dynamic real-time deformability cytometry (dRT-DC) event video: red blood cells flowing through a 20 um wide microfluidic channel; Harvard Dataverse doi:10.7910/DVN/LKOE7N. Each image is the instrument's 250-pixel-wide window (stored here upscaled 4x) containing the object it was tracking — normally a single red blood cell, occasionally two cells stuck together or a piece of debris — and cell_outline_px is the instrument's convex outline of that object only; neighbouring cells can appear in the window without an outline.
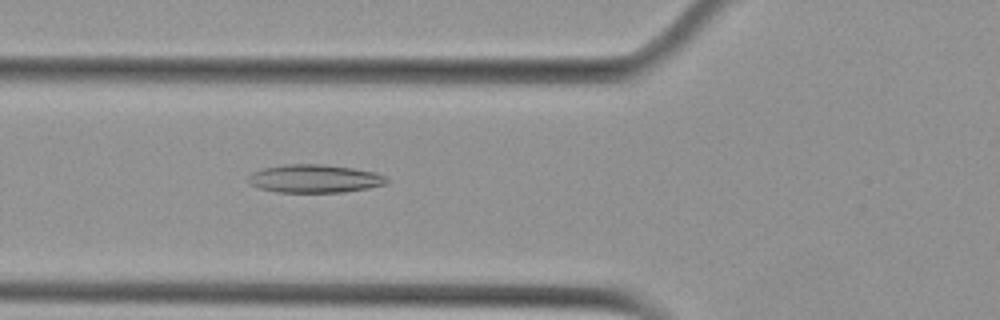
{"species": "Egyptian fruit bat (a non-hibernating species)", "species_latin": "Rousettus aegyptiacus", "temperature_condition": "cold", "stored_images_in_passage": 40, "camera_frame_rate_fps": 3000, "um_per_image_px": 0.085, "animal": {"sex": "female"}, "frame": {"image": 1, "passage_image": 5, "time_ms": 1.333, "image_size_px": [1000, 320], "cell_outline_px": [[388, 180], [384, 184], [368, 188], [344, 192], [276, 192], [260, 188], [252, 184], [248, 180], [248, 176], [252, 172], [264, 168], [284, 164], [324, 164], [352, 168], [372, 172], [388, 176]], "centroid_in_image_um": [26.74, 15.18], "position_along_channel_um": 99.1, "area_um2": 22.6}}
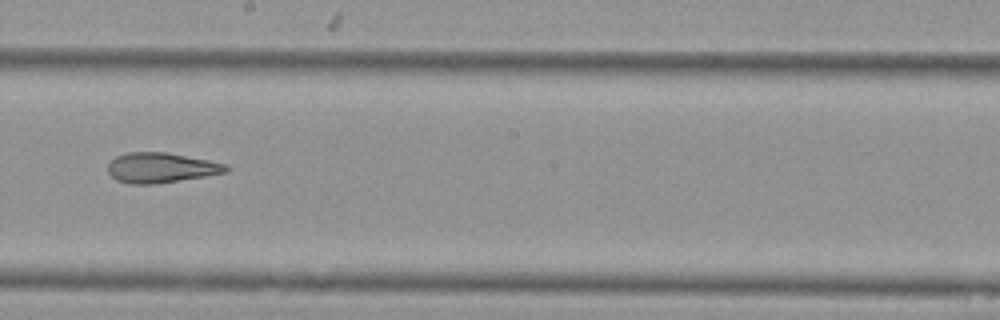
{"frame": {"image": 2, "passage_image": 16, "time_ms": 5.0, "image_size_px": [1000, 320], "cell_outline_px": [[228, 172], [204, 176], [152, 184], [128, 184], [116, 180], [108, 172], [108, 164], [116, 156], [128, 152], [168, 152], [228, 164]], "centroid_in_image_um": [13.67, 14.25], "position_along_channel_um": 234.5, "area_um2": 20.63}}
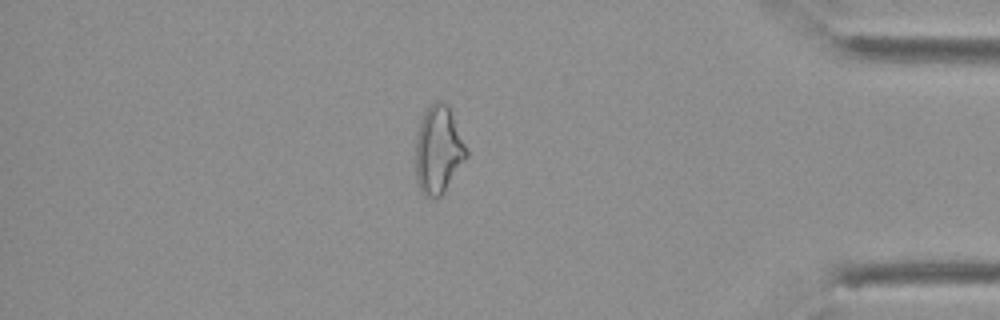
{"frame": {"image": 3, "passage_image": 32, "time_ms": 10.333, "image_size_px": [1000, 320], "cell_outline_px": [[468, 156], [444, 192], [436, 200], [428, 196], [420, 188], [416, 180], [416, 136], [424, 112], [436, 100], [440, 100], [448, 104], [468, 152]], "centroid_in_image_um": [37.27, 12.74], "position_along_channel_um": 397.9, "area_um2": 25.72}, "authors_computed_cell_mechanics": {"area_um2": 22.0507, "velocity_mm_per_s": 3.694, "shape_relaxation_time_tau1_ms": null, "shape_relaxation_time_tau2_ms": 4.2911, "deformation_change_tau1": null, "deformation_change_tau2": 0.1387}}